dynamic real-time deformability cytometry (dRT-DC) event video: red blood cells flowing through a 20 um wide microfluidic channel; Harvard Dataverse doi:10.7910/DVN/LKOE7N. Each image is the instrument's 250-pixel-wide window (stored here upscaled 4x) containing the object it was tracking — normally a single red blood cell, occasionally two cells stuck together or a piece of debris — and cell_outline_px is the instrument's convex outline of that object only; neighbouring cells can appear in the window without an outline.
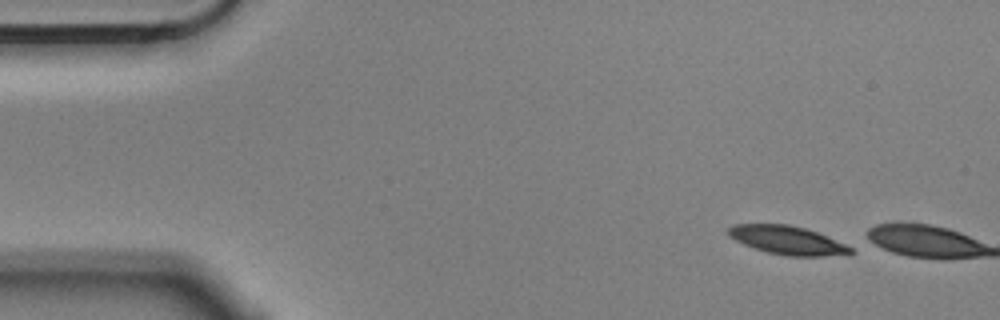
{"species": "Egyptian fruit bat (a non-hibernating species)", "species_latin": "Rousettus aegyptiacus", "temperature_condition": "cold", "stored_images_in_passage": 2, "camera_frame_rate_fps": 3000, "um_per_image_px": 0.085, "animal": {"sex": "male"}, "frame": {"image": 1, "passage_image": 1, "time_ms": 0.0, "image_size_px": [1000, 320], "cell_outline_px": [[856, 252], [824, 256], [788, 256], [768, 252], [744, 244], [728, 236], [728, 228], [732, 224], [788, 224], [804, 228], [816, 232], [844, 244], [852, 248]], "centroid_in_image_um": [66.89, 20.41], "position_along_channel_um": 18.1, "area_um2": 19.94}}